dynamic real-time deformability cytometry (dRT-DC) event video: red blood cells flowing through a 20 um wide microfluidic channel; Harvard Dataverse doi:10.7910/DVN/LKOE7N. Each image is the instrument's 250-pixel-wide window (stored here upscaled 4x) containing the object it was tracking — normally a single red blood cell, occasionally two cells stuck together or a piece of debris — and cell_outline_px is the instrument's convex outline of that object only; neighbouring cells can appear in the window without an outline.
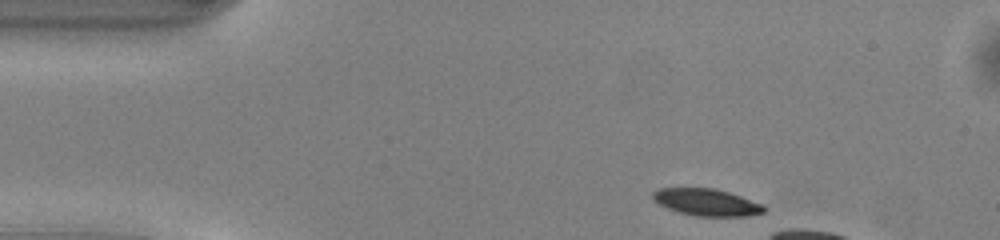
{"species": "common noctule bat (a hibernating species)", "species_latin": "Nyctalus noctula", "temperature_condition": "warm", "stored_images_in_passage": 7, "camera_frame_rate_fps": 3000, "um_per_image_px": 0.085, "animal": {"sex": "male", "body_mass_g": 13.0, "forearm_length_mm": 53.1}, "frame": {"image": 1, "passage_image": 1, "time_ms": 0.0, "image_size_px": [1000, 240], "cell_outline_px": [[768, 208], [764, 212], [748, 216], [696, 216], [680, 212], [668, 208], [652, 200], [652, 192], [660, 188], [716, 188], [764, 204]], "centroid_in_image_um": [60.09, 17.19], "position_along_channel_um": 24.9, "area_um2": 17.51}}